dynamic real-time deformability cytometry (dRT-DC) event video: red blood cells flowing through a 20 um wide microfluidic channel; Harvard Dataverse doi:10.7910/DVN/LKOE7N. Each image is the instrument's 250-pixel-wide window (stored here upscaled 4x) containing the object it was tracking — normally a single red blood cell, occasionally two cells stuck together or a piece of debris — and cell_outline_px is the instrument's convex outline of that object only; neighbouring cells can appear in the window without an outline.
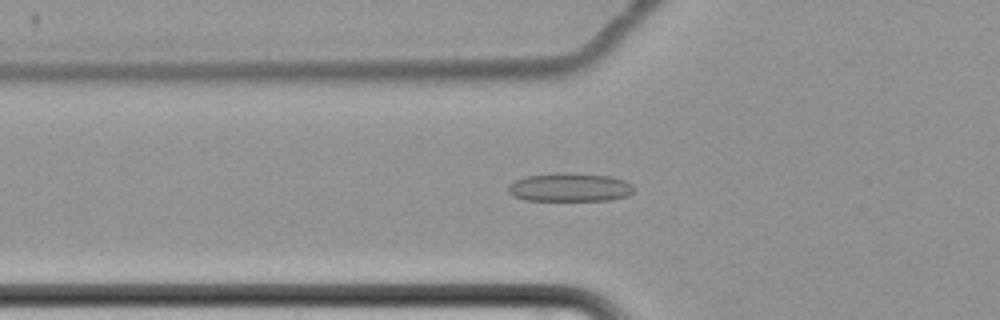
{"species": "common noctule bat (a hibernating species)", "species_latin": "Nyctalus noctula", "temperature_condition": "cold", "stored_images_in_passage": 60, "camera_frame_rate_fps": 3000, "um_per_image_px": 0.085, "animal": {"sex": "female", "body_mass_g": 22.7, "forearm_length_mm": 54.2}, "frame": {"image": 1, "passage_image": 21, "time_ms": 6.667, "image_size_px": [1000, 320], "cell_outline_px": [[636, 188], [628, 196], [608, 200], [524, 200], [512, 196], [508, 192], [508, 184], [524, 176], [564, 172], [572, 172], [612, 176], [624, 180], [632, 184]], "centroid_in_image_um": [48.44, 15.91], "position_along_channel_um": 77.4, "area_um2": 21.21}}
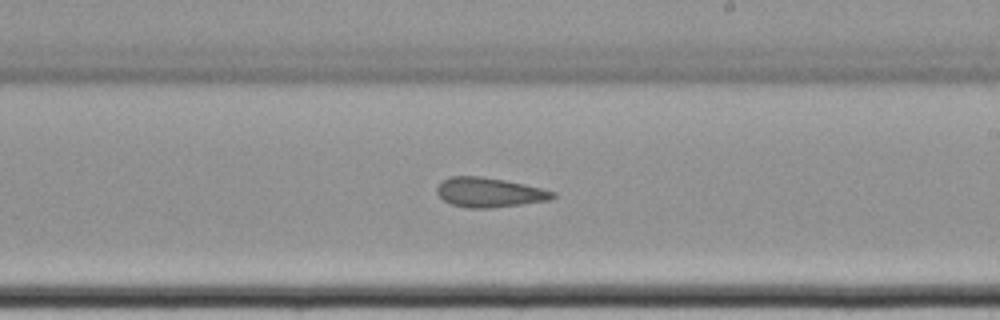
{"frame": {"image": 2, "passage_image": 36, "time_ms": 11.667, "image_size_px": [1000, 320], "cell_outline_px": [[556, 196], [548, 200], [492, 208], [468, 208], [452, 204], [444, 200], [436, 192], [436, 188], [444, 180], [452, 176], [480, 176], [504, 180], [524, 184], [556, 192]], "centroid_in_image_um": [41.59, 16.35], "position_along_channel_um": 247.4, "area_um2": 19.71}}
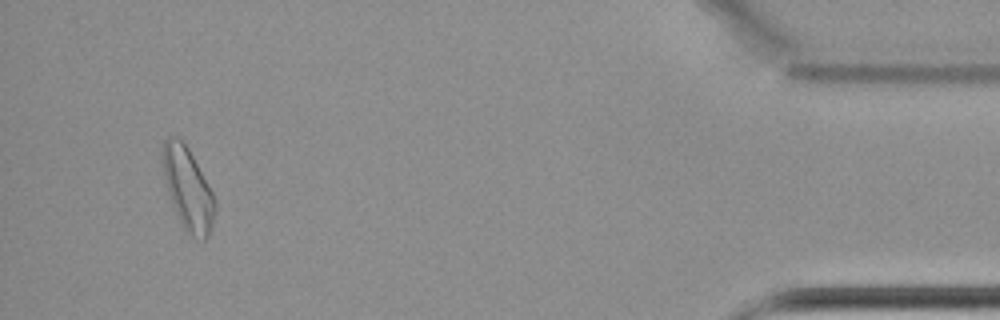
{"frame": {"image": 3, "passage_image": 57, "time_ms": 18.667, "image_size_px": [1000, 320], "cell_outline_px": [[216, 212], [208, 236], [204, 240], [192, 236], [180, 224], [172, 204], [168, 192], [164, 176], [160, 156], [160, 152], [164, 140], [168, 136], [180, 136], [188, 148], [208, 184], [216, 200]], "centroid_in_image_um": [15.94, 16.0], "position_along_channel_um": 419.3, "area_um2": 25.32}, "authors_computed_cell_mechanics": {"area_um2": 21.2993, "velocity_mm_per_s": 3.4278, "shape_relaxation_time_tau1_ms": null, "shape_relaxation_time_tau2_ms": 4.4786, "deformation_change_tau1": null, "deformation_change_tau2": 0.1182}}